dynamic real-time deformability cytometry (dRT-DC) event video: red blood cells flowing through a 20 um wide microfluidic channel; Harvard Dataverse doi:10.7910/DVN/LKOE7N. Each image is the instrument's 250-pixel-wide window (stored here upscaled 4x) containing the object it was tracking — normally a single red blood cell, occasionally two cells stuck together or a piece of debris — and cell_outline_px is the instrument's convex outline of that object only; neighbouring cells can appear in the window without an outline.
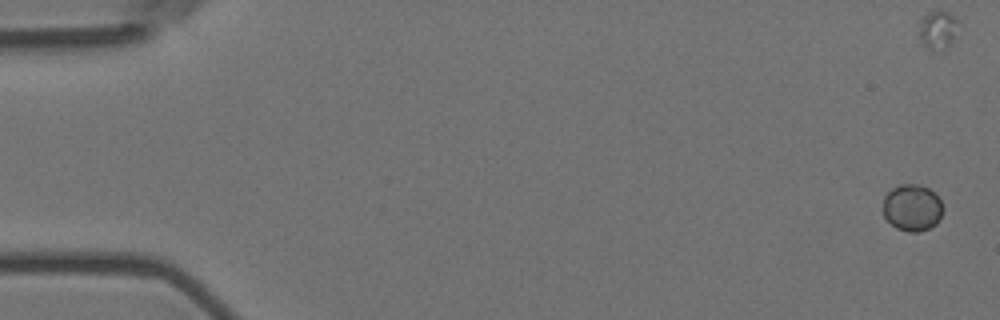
{"species": "Egyptian fruit bat (a non-hibernating species)", "species_latin": "Rousettus aegyptiacus", "temperature_condition": "room temperature", "stored_images_in_passage": 8, "camera_frame_rate_fps": 3000, "um_per_image_px": 0.085, "animal": {"sex": "female"}, "frame": {"image": 1, "passage_image": 1, "time_ms": 0.0, "image_size_px": [1000, 320], "cell_outline_px": [[944, 208], [936, 224], [920, 232], [908, 232], [896, 228], [884, 216], [884, 196], [892, 188], [900, 184], [916, 184], [928, 188], [940, 200]], "centroid_in_image_um": [77.53, 17.66], "position_along_channel_um": 7.5, "area_um2": 16.18}}
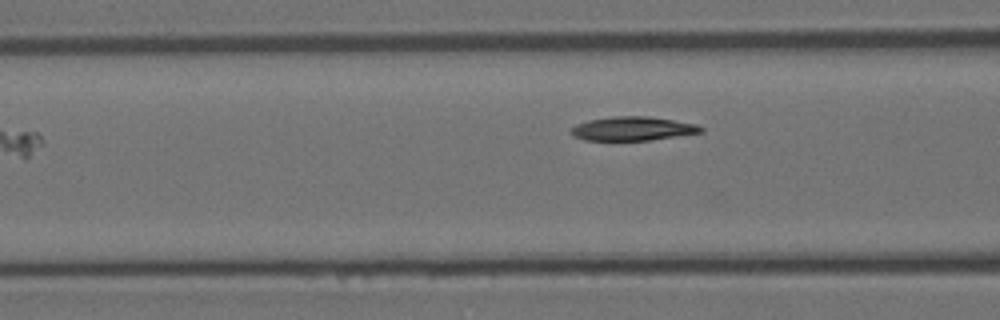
{"frame": {"image": 2, "passage_image": 8, "time_ms": 2.333, "image_size_px": [1000, 320], "cell_outline_px": [[704, 132], [648, 140], [584, 140], [572, 136], [568, 132], [576, 124], [588, 120], [612, 116], [648, 116], [696, 124], [704, 128]], "centroid_in_image_um": [53.74, 10.93], "position_along_channel_um": 112.9, "area_um2": 18.09}}